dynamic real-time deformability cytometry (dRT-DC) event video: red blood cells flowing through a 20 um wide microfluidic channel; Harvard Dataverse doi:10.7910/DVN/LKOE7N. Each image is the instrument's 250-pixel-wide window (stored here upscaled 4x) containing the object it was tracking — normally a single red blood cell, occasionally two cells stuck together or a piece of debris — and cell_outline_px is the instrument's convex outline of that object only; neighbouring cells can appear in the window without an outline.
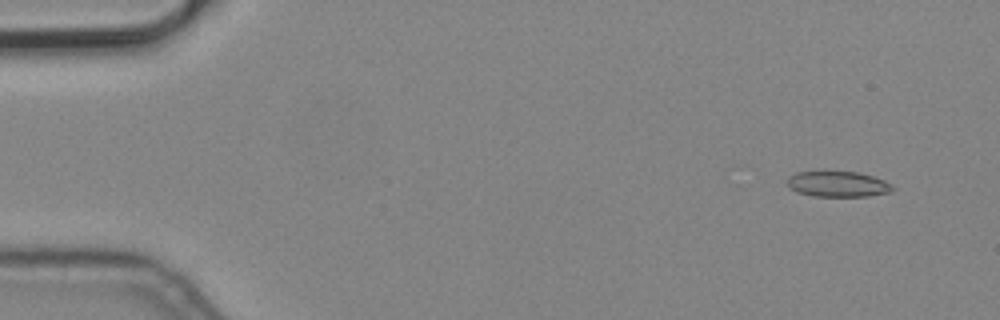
{"species": "common noctule bat (a hibernating species)", "species_latin": "Nyctalus noctula", "temperature_condition": "cold", "stored_images_in_passage": 5, "camera_frame_rate_fps": 3000, "um_per_image_px": 0.085, "animal": {"sex": "male", "body_mass_g": 19.2, "forearm_length_mm": 51.8}, "frame": {"image": 1, "passage_image": 1, "time_ms": 0.0, "image_size_px": [1000, 320], "cell_outline_px": [[896, 188], [892, 192], [868, 196], [812, 196], [796, 192], [788, 188], [788, 176], [796, 172], [856, 172], [872, 176], [884, 180], [892, 184]], "centroid_in_image_um": [71.23, 15.66], "position_along_channel_um": 13.8, "area_um2": 15.78}}